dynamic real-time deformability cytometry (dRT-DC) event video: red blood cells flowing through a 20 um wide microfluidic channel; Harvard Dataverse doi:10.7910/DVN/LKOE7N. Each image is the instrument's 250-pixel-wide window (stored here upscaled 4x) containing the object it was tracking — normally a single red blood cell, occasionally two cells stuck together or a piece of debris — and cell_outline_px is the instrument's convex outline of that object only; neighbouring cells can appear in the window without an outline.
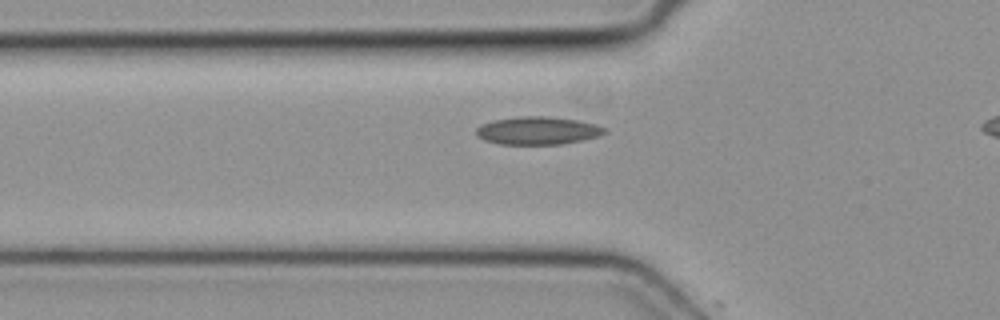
{"species": "common noctule bat (a hibernating species)", "species_latin": "Nyctalus noctula", "temperature_condition": "cold", "stored_images_in_passage": 8, "camera_frame_rate_fps": 3000, "um_per_image_px": 0.085, "animal": {"sex": "female", "body_mass_g": 19.3, "forearm_length_mm": 54.1}, "frame": {"image": 1, "passage_image": 7, "time_ms": 2.0, "image_size_px": [1000, 320], "cell_outline_px": [[608, 132], [600, 136], [560, 144], [500, 144], [484, 140], [476, 136], [476, 128], [480, 124], [492, 120], [520, 116], [548, 116], [576, 120], [596, 124], [608, 128]], "centroid_in_image_um": [45.7, 11.09], "position_along_channel_um": 80.1, "area_um2": 21.04}}